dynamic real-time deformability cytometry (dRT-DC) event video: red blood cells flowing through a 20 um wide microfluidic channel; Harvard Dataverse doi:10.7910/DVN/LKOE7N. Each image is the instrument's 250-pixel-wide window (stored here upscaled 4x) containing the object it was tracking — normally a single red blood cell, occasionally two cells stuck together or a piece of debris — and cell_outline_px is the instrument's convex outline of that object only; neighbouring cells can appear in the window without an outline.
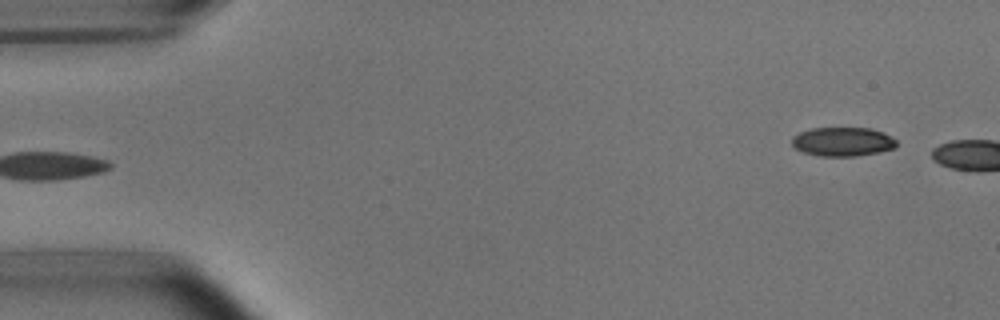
{"species": "common noctule bat (a hibernating species)", "species_latin": "Nyctalus noctula", "temperature_condition": "room temperature", "stored_images_in_passage": 5, "camera_frame_rate_fps": 3000, "um_per_image_px": 0.085, "animal": {"sex": "male", "body_mass_g": 15.6}, "frame": {"image": 1, "passage_image": 5, "time_ms": 4.667, "image_size_px": [1000, 320], "cell_outline_px": [[896, 148], [880, 152], [856, 156], [820, 156], [800, 152], [792, 144], [792, 136], [800, 132], [812, 128], [872, 128], [884, 132], [892, 136], [896, 140]], "centroid_in_image_um": [71.65, 12.04], "position_along_channel_um": 13.4, "area_um2": 17.92}}